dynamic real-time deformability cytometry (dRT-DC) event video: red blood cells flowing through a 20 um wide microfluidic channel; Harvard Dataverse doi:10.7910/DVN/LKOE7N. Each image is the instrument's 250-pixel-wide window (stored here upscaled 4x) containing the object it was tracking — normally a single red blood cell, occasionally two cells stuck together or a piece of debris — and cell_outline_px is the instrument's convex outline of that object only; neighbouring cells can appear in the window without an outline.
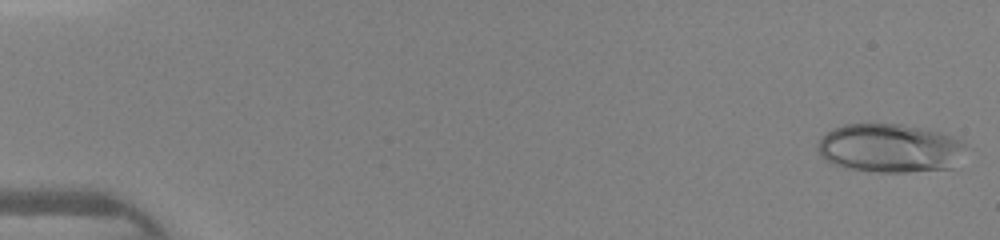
{"species": "human", "species_latin": "Homo sapiens", "temperature_condition": "warm", "stored_images_in_passage": 45, "camera_frame_rate_fps": 3000, "um_per_image_px": 0.085, "donor": {"sex": "female"}, "frame": {"image": 1, "passage_image": 1, "time_ms": 0.0, "image_size_px": [1000, 240], "cell_outline_px": [[976, 148], [952, 168], [908, 172], [876, 172], [844, 168], [820, 156], [816, 148], [816, 144], [820, 136], [832, 128], [844, 124], [900, 124], [940, 132], [952, 136]], "centroid_in_image_um": [75.73, 12.6], "position_along_channel_um": 9.3, "area_um2": 43.18}}
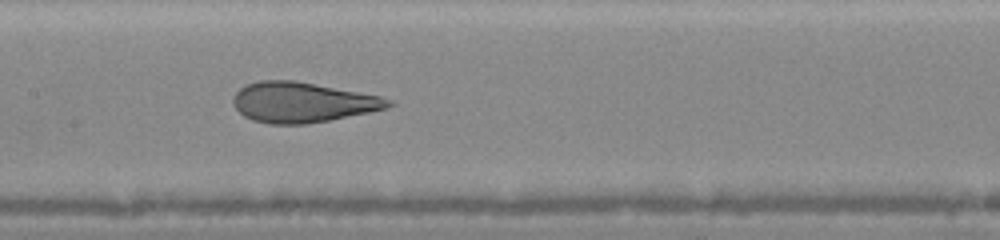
{"frame": {"image": 2, "passage_image": 23, "time_ms": 7.333, "image_size_px": [1000, 240], "cell_outline_px": [[396, 104], [388, 108], [328, 120], [304, 124], [268, 124], [252, 120], [244, 116], [232, 104], [232, 100], [236, 92], [244, 84], [260, 80], [296, 80], [380, 96], [392, 100]], "centroid_in_image_um": [25.68, 8.69], "position_along_channel_um": 181.7, "area_um2": 36.41}}
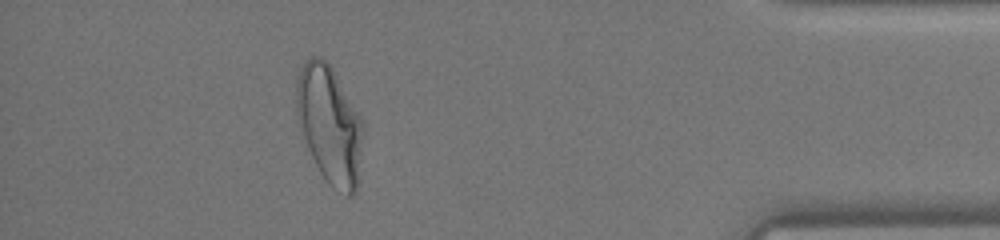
{"frame": {"image": 3, "passage_image": 41, "time_ms": 13.333, "image_size_px": [1000, 240], "cell_outline_px": [[364, 128], [356, 192], [352, 196], [348, 196], [328, 184], [320, 172], [308, 148], [296, 116], [296, 84], [300, 68], [304, 60], [312, 56], [320, 56], [332, 68], [364, 120]], "centroid_in_image_um": [28.02, 10.57], "position_along_channel_um": 407.2, "area_um2": 45.84}}